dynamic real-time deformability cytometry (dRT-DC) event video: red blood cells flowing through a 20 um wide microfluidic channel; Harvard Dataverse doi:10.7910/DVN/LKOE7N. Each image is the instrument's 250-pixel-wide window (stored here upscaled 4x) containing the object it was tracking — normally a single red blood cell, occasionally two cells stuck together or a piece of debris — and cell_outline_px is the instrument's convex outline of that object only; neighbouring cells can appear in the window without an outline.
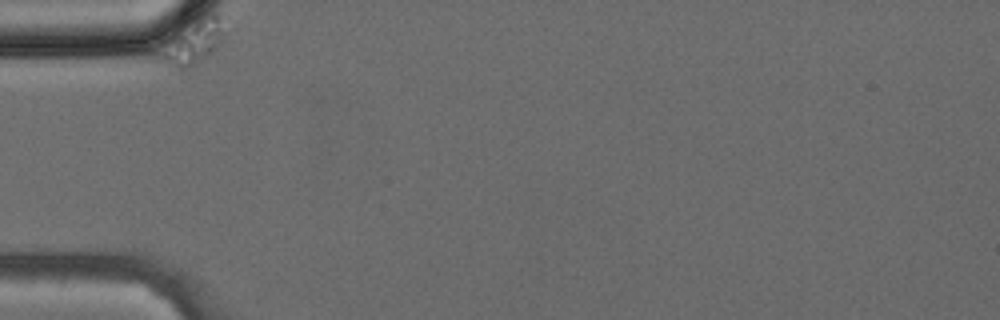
{"species": "common noctule bat (a hibernating species)", "species_latin": "Nyctalus noctula", "temperature_condition": "cold", "stored_images_in_passage": 32, "camera_frame_rate_fps": 3000, "um_per_image_px": 0.085, "animal": {"sex": "female", "body_mass_g": 24.6, "forearm_length_mm": 56.2}, "frame": {"image": 1, "passage_image": 1, "time_ms": 0.0, "image_size_px": [1000, 320], "cell_outline_px": [[232, 28], [224, 40], [208, 56], [196, 64], [188, 68], [176, 68], [156, 60], [144, 52], [160, 40], [200, 16], [212, 12], [216, 12]], "centroid_in_image_um": [16.26, 3.56], "position_along_channel_um": 68.7, "area_um2": 19.25}}
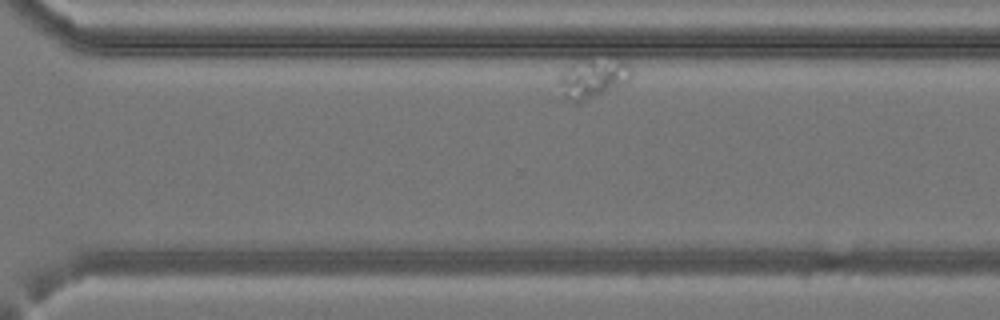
{"frame": {"image": 2, "passage_image": 28, "time_ms": 9.0, "image_size_px": [1000, 320], "cell_outline_px": [[632, 76], [624, 84], [576, 104], [564, 100], [560, 84], [560, 72], [572, 64], [588, 60], [624, 60], [632, 68]], "centroid_in_image_um": [50.39, 6.69], "position_along_channel_um": 320.2, "area_um2": 16.36}}
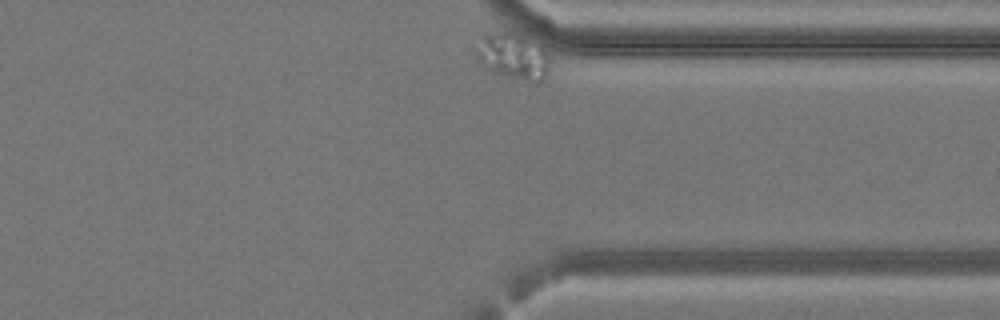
{"frame": {"image": 3, "passage_image": 32, "time_ms": 10.333, "image_size_px": [1000, 320], "cell_outline_px": [[548, 72], [544, 80], [540, 84], [532, 84], [492, 72], [476, 56], [476, 52], [484, 36], [488, 32], [504, 28], [516, 28], [532, 36], [544, 44], [548, 52]], "centroid_in_image_um": [43.73, 4.7], "position_along_channel_um": 367.7, "area_um2": 21.39}}